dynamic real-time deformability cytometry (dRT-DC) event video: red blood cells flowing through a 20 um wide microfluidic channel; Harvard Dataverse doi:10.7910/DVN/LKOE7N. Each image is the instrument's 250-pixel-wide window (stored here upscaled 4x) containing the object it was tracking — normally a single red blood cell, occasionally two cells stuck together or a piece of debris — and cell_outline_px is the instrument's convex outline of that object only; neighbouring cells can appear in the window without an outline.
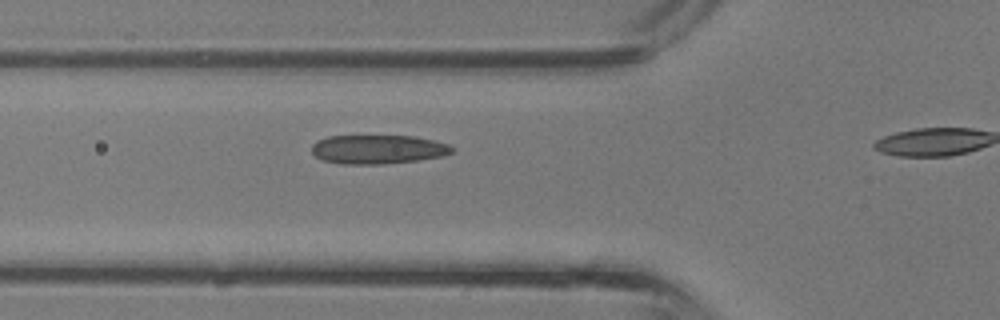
{"species": "common noctule bat (a hibernating species)", "species_latin": "Nyctalus noctula", "temperature_condition": "room temperature", "stored_images_in_passage": 9, "camera_frame_rate_fps": 3000, "um_per_image_px": 0.085, "animal": {"sex": "male", "body_mass_g": 13.3}, "frame": {"image": 1, "passage_image": 8, "time_ms": 2.333, "image_size_px": [1000, 320], "cell_outline_px": [[456, 148], [452, 152], [444, 156], [416, 160], [380, 164], [340, 164], [320, 160], [312, 152], [312, 144], [316, 140], [328, 136], [412, 136], [432, 140], [448, 144]], "centroid_in_image_um": [32.09, 12.69], "position_along_channel_um": 93.7, "area_um2": 23.76}}